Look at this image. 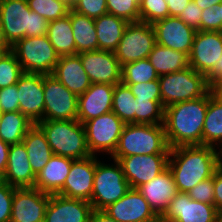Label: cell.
Segmentation results:
<instances>
[{"mask_svg": "<svg viewBox=\"0 0 222 222\" xmlns=\"http://www.w3.org/2000/svg\"><path fill=\"white\" fill-rule=\"evenodd\" d=\"M48 23L26 0H0V29L9 48L22 38L46 35Z\"/></svg>", "mask_w": 222, "mask_h": 222, "instance_id": "3", "label": "cell"}, {"mask_svg": "<svg viewBox=\"0 0 222 222\" xmlns=\"http://www.w3.org/2000/svg\"><path fill=\"white\" fill-rule=\"evenodd\" d=\"M92 210L88 201L49 194L44 222H88Z\"/></svg>", "mask_w": 222, "mask_h": 222, "instance_id": "23", "label": "cell"}, {"mask_svg": "<svg viewBox=\"0 0 222 222\" xmlns=\"http://www.w3.org/2000/svg\"><path fill=\"white\" fill-rule=\"evenodd\" d=\"M95 168L96 155H91L81 160H74L64 186L57 194L90 202Z\"/></svg>", "mask_w": 222, "mask_h": 222, "instance_id": "19", "label": "cell"}, {"mask_svg": "<svg viewBox=\"0 0 222 222\" xmlns=\"http://www.w3.org/2000/svg\"><path fill=\"white\" fill-rule=\"evenodd\" d=\"M156 79H159V75L148 58L122 65L123 84L146 83Z\"/></svg>", "mask_w": 222, "mask_h": 222, "instance_id": "35", "label": "cell"}, {"mask_svg": "<svg viewBox=\"0 0 222 222\" xmlns=\"http://www.w3.org/2000/svg\"><path fill=\"white\" fill-rule=\"evenodd\" d=\"M168 167L178 192L188 193L198 183L213 177L217 170L216 148L206 145L171 148Z\"/></svg>", "mask_w": 222, "mask_h": 222, "instance_id": "2", "label": "cell"}, {"mask_svg": "<svg viewBox=\"0 0 222 222\" xmlns=\"http://www.w3.org/2000/svg\"><path fill=\"white\" fill-rule=\"evenodd\" d=\"M214 182V205L218 212L222 211V173L215 171L213 175Z\"/></svg>", "mask_w": 222, "mask_h": 222, "instance_id": "48", "label": "cell"}, {"mask_svg": "<svg viewBox=\"0 0 222 222\" xmlns=\"http://www.w3.org/2000/svg\"><path fill=\"white\" fill-rule=\"evenodd\" d=\"M203 145H222V101L212 90L209 91V103L203 126Z\"/></svg>", "mask_w": 222, "mask_h": 222, "instance_id": "32", "label": "cell"}, {"mask_svg": "<svg viewBox=\"0 0 222 222\" xmlns=\"http://www.w3.org/2000/svg\"><path fill=\"white\" fill-rule=\"evenodd\" d=\"M22 142L26 147L31 168L37 176L53 156L51 147L45 134L36 124L27 131Z\"/></svg>", "mask_w": 222, "mask_h": 222, "instance_id": "28", "label": "cell"}, {"mask_svg": "<svg viewBox=\"0 0 222 222\" xmlns=\"http://www.w3.org/2000/svg\"><path fill=\"white\" fill-rule=\"evenodd\" d=\"M46 35L59 56L77 55L69 15L50 21Z\"/></svg>", "mask_w": 222, "mask_h": 222, "instance_id": "31", "label": "cell"}, {"mask_svg": "<svg viewBox=\"0 0 222 222\" xmlns=\"http://www.w3.org/2000/svg\"><path fill=\"white\" fill-rule=\"evenodd\" d=\"M104 212L118 222H157L159 218L136 188H130L117 202L105 208Z\"/></svg>", "mask_w": 222, "mask_h": 222, "instance_id": "18", "label": "cell"}, {"mask_svg": "<svg viewBox=\"0 0 222 222\" xmlns=\"http://www.w3.org/2000/svg\"><path fill=\"white\" fill-rule=\"evenodd\" d=\"M140 21L153 24L155 21L167 18L169 9L165 0H141L139 4Z\"/></svg>", "mask_w": 222, "mask_h": 222, "instance_id": "40", "label": "cell"}, {"mask_svg": "<svg viewBox=\"0 0 222 222\" xmlns=\"http://www.w3.org/2000/svg\"><path fill=\"white\" fill-rule=\"evenodd\" d=\"M213 94L222 101V80H218L211 86Z\"/></svg>", "mask_w": 222, "mask_h": 222, "instance_id": "54", "label": "cell"}, {"mask_svg": "<svg viewBox=\"0 0 222 222\" xmlns=\"http://www.w3.org/2000/svg\"><path fill=\"white\" fill-rule=\"evenodd\" d=\"M206 79L210 86H212L218 80H222V56L218 60L213 70L206 76Z\"/></svg>", "mask_w": 222, "mask_h": 222, "instance_id": "52", "label": "cell"}, {"mask_svg": "<svg viewBox=\"0 0 222 222\" xmlns=\"http://www.w3.org/2000/svg\"><path fill=\"white\" fill-rule=\"evenodd\" d=\"M23 73L15 54L9 49L0 59V88L17 84Z\"/></svg>", "mask_w": 222, "mask_h": 222, "instance_id": "38", "label": "cell"}, {"mask_svg": "<svg viewBox=\"0 0 222 222\" xmlns=\"http://www.w3.org/2000/svg\"><path fill=\"white\" fill-rule=\"evenodd\" d=\"M10 50L24 73L52 74L60 57L47 35L22 38Z\"/></svg>", "mask_w": 222, "mask_h": 222, "instance_id": "7", "label": "cell"}, {"mask_svg": "<svg viewBox=\"0 0 222 222\" xmlns=\"http://www.w3.org/2000/svg\"><path fill=\"white\" fill-rule=\"evenodd\" d=\"M19 111L33 124L44 120L43 74L23 73L17 82Z\"/></svg>", "mask_w": 222, "mask_h": 222, "instance_id": "15", "label": "cell"}, {"mask_svg": "<svg viewBox=\"0 0 222 222\" xmlns=\"http://www.w3.org/2000/svg\"><path fill=\"white\" fill-rule=\"evenodd\" d=\"M36 175L28 160V153L23 142L10 145L7 168L2 181L15 188H33Z\"/></svg>", "mask_w": 222, "mask_h": 222, "instance_id": "24", "label": "cell"}, {"mask_svg": "<svg viewBox=\"0 0 222 222\" xmlns=\"http://www.w3.org/2000/svg\"><path fill=\"white\" fill-rule=\"evenodd\" d=\"M161 101L164 108L205 96L210 90L206 77L192 67L159 76Z\"/></svg>", "mask_w": 222, "mask_h": 222, "instance_id": "6", "label": "cell"}, {"mask_svg": "<svg viewBox=\"0 0 222 222\" xmlns=\"http://www.w3.org/2000/svg\"><path fill=\"white\" fill-rule=\"evenodd\" d=\"M222 56V32L196 31L189 66L205 77Z\"/></svg>", "mask_w": 222, "mask_h": 222, "instance_id": "13", "label": "cell"}, {"mask_svg": "<svg viewBox=\"0 0 222 222\" xmlns=\"http://www.w3.org/2000/svg\"><path fill=\"white\" fill-rule=\"evenodd\" d=\"M75 39L76 52L97 51L98 36L93 18L70 9L69 14Z\"/></svg>", "mask_w": 222, "mask_h": 222, "instance_id": "29", "label": "cell"}, {"mask_svg": "<svg viewBox=\"0 0 222 222\" xmlns=\"http://www.w3.org/2000/svg\"><path fill=\"white\" fill-rule=\"evenodd\" d=\"M213 177L207 178L193 187L188 195L192 200L214 205Z\"/></svg>", "mask_w": 222, "mask_h": 222, "instance_id": "43", "label": "cell"}, {"mask_svg": "<svg viewBox=\"0 0 222 222\" xmlns=\"http://www.w3.org/2000/svg\"><path fill=\"white\" fill-rule=\"evenodd\" d=\"M130 189L125 179L121 164L114 160V165L101 163L97 160L94 174V184L91 205L94 210H104L117 202Z\"/></svg>", "mask_w": 222, "mask_h": 222, "instance_id": "8", "label": "cell"}, {"mask_svg": "<svg viewBox=\"0 0 222 222\" xmlns=\"http://www.w3.org/2000/svg\"><path fill=\"white\" fill-rule=\"evenodd\" d=\"M10 145L0 139V175L3 176L7 168Z\"/></svg>", "mask_w": 222, "mask_h": 222, "instance_id": "50", "label": "cell"}, {"mask_svg": "<svg viewBox=\"0 0 222 222\" xmlns=\"http://www.w3.org/2000/svg\"><path fill=\"white\" fill-rule=\"evenodd\" d=\"M169 9V16L177 17L188 6L190 0H165Z\"/></svg>", "mask_w": 222, "mask_h": 222, "instance_id": "49", "label": "cell"}, {"mask_svg": "<svg viewBox=\"0 0 222 222\" xmlns=\"http://www.w3.org/2000/svg\"><path fill=\"white\" fill-rule=\"evenodd\" d=\"M74 159L53 155L38 173L34 188L47 193L57 194L66 181Z\"/></svg>", "mask_w": 222, "mask_h": 222, "instance_id": "26", "label": "cell"}, {"mask_svg": "<svg viewBox=\"0 0 222 222\" xmlns=\"http://www.w3.org/2000/svg\"><path fill=\"white\" fill-rule=\"evenodd\" d=\"M138 190L158 217H162L165 214L169 203L178 194L174 177L169 167L153 180L141 185Z\"/></svg>", "mask_w": 222, "mask_h": 222, "instance_id": "22", "label": "cell"}, {"mask_svg": "<svg viewBox=\"0 0 222 222\" xmlns=\"http://www.w3.org/2000/svg\"><path fill=\"white\" fill-rule=\"evenodd\" d=\"M125 123L112 111L84 123L87 147L91 155L116 150Z\"/></svg>", "mask_w": 222, "mask_h": 222, "instance_id": "10", "label": "cell"}, {"mask_svg": "<svg viewBox=\"0 0 222 222\" xmlns=\"http://www.w3.org/2000/svg\"><path fill=\"white\" fill-rule=\"evenodd\" d=\"M221 146V148H219ZM217 147V149H221L220 151H217L216 149V165H217V171L222 173V145Z\"/></svg>", "mask_w": 222, "mask_h": 222, "instance_id": "55", "label": "cell"}, {"mask_svg": "<svg viewBox=\"0 0 222 222\" xmlns=\"http://www.w3.org/2000/svg\"><path fill=\"white\" fill-rule=\"evenodd\" d=\"M148 59L159 76L182 71L189 67V56L158 43L154 46Z\"/></svg>", "mask_w": 222, "mask_h": 222, "instance_id": "30", "label": "cell"}, {"mask_svg": "<svg viewBox=\"0 0 222 222\" xmlns=\"http://www.w3.org/2000/svg\"><path fill=\"white\" fill-rule=\"evenodd\" d=\"M195 4L204 10L209 7H213L216 4H220L222 0H194Z\"/></svg>", "mask_w": 222, "mask_h": 222, "instance_id": "53", "label": "cell"}, {"mask_svg": "<svg viewBox=\"0 0 222 222\" xmlns=\"http://www.w3.org/2000/svg\"><path fill=\"white\" fill-rule=\"evenodd\" d=\"M157 222H174V221H169V220H166V219H164L162 217H159Z\"/></svg>", "mask_w": 222, "mask_h": 222, "instance_id": "60", "label": "cell"}, {"mask_svg": "<svg viewBox=\"0 0 222 222\" xmlns=\"http://www.w3.org/2000/svg\"><path fill=\"white\" fill-rule=\"evenodd\" d=\"M111 158L121 164L130 188L138 189L168 167L169 154H143Z\"/></svg>", "mask_w": 222, "mask_h": 222, "instance_id": "12", "label": "cell"}, {"mask_svg": "<svg viewBox=\"0 0 222 222\" xmlns=\"http://www.w3.org/2000/svg\"><path fill=\"white\" fill-rule=\"evenodd\" d=\"M31 11L44 17L48 22L69 14L70 7L58 0H26Z\"/></svg>", "mask_w": 222, "mask_h": 222, "instance_id": "37", "label": "cell"}, {"mask_svg": "<svg viewBox=\"0 0 222 222\" xmlns=\"http://www.w3.org/2000/svg\"><path fill=\"white\" fill-rule=\"evenodd\" d=\"M71 9L93 19L108 13L106 0H76Z\"/></svg>", "mask_w": 222, "mask_h": 222, "instance_id": "42", "label": "cell"}, {"mask_svg": "<svg viewBox=\"0 0 222 222\" xmlns=\"http://www.w3.org/2000/svg\"><path fill=\"white\" fill-rule=\"evenodd\" d=\"M114 86L93 83L89 89L78 96L77 120L84 124L93 118L112 111Z\"/></svg>", "mask_w": 222, "mask_h": 222, "instance_id": "21", "label": "cell"}, {"mask_svg": "<svg viewBox=\"0 0 222 222\" xmlns=\"http://www.w3.org/2000/svg\"><path fill=\"white\" fill-rule=\"evenodd\" d=\"M156 45L155 30L150 23H128L123 37L114 51L120 65L148 58Z\"/></svg>", "mask_w": 222, "mask_h": 222, "instance_id": "9", "label": "cell"}, {"mask_svg": "<svg viewBox=\"0 0 222 222\" xmlns=\"http://www.w3.org/2000/svg\"><path fill=\"white\" fill-rule=\"evenodd\" d=\"M218 222H222V211L219 212V221Z\"/></svg>", "mask_w": 222, "mask_h": 222, "instance_id": "61", "label": "cell"}, {"mask_svg": "<svg viewBox=\"0 0 222 222\" xmlns=\"http://www.w3.org/2000/svg\"><path fill=\"white\" fill-rule=\"evenodd\" d=\"M2 115H3V111H2V109L0 107V122H1Z\"/></svg>", "mask_w": 222, "mask_h": 222, "instance_id": "62", "label": "cell"}, {"mask_svg": "<svg viewBox=\"0 0 222 222\" xmlns=\"http://www.w3.org/2000/svg\"><path fill=\"white\" fill-rule=\"evenodd\" d=\"M202 11L203 10H201V8L195 4L194 0H190L188 6L177 17L188 26L194 28L196 31H199Z\"/></svg>", "mask_w": 222, "mask_h": 222, "instance_id": "46", "label": "cell"}, {"mask_svg": "<svg viewBox=\"0 0 222 222\" xmlns=\"http://www.w3.org/2000/svg\"><path fill=\"white\" fill-rule=\"evenodd\" d=\"M14 189L4 181L0 183V222H10Z\"/></svg>", "mask_w": 222, "mask_h": 222, "instance_id": "44", "label": "cell"}, {"mask_svg": "<svg viewBox=\"0 0 222 222\" xmlns=\"http://www.w3.org/2000/svg\"><path fill=\"white\" fill-rule=\"evenodd\" d=\"M218 8L219 4H216L202 11L199 31L218 32Z\"/></svg>", "mask_w": 222, "mask_h": 222, "instance_id": "47", "label": "cell"}, {"mask_svg": "<svg viewBox=\"0 0 222 222\" xmlns=\"http://www.w3.org/2000/svg\"><path fill=\"white\" fill-rule=\"evenodd\" d=\"M162 218L174 222H218L215 205L192 200L188 193L178 192Z\"/></svg>", "mask_w": 222, "mask_h": 222, "instance_id": "16", "label": "cell"}, {"mask_svg": "<svg viewBox=\"0 0 222 222\" xmlns=\"http://www.w3.org/2000/svg\"><path fill=\"white\" fill-rule=\"evenodd\" d=\"M152 26L155 30L156 43L189 56L196 33L194 28L175 16L157 20Z\"/></svg>", "mask_w": 222, "mask_h": 222, "instance_id": "20", "label": "cell"}, {"mask_svg": "<svg viewBox=\"0 0 222 222\" xmlns=\"http://www.w3.org/2000/svg\"><path fill=\"white\" fill-rule=\"evenodd\" d=\"M0 107L3 113L19 111L17 84L0 88Z\"/></svg>", "mask_w": 222, "mask_h": 222, "instance_id": "45", "label": "cell"}, {"mask_svg": "<svg viewBox=\"0 0 222 222\" xmlns=\"http://www.w3.org/2000/svg\"><path fill=\"white\" fill-rule=\"evenodd\" d=\"M33 125L20 111L3 113L0 122V139L9 145L20 143Z\"/></svg>", "mask_w": 222, "mask_h": 222, "instance_id": "33", "label": "cell"}, {"mask_svg": "<svg viewBox=\"0 0 222 222\" xmlns=\"http://www.w3.org/2000/svg\"><path fill=\"white\" fill-rule=\"evenodd\" d=\"M135 124H164L162 101L136 100Z\"/></svg>", "mask_w": 222, "mask_h": 222, "instance_id": "36", "label": "cell"}, {"mask_svg": "<svg viewBox=\"0 0 222 222\" xmlns=\"http://www.w3.org/2000/svg\"><path fill=\"white\" fill-rule=\"evenodd\" d=\"M164 124H125L116 150L110 157L170 154Z\"/></svg>", "mask_w": 222, "mask_h": 222, "instance_id": "5", "label": "cell"}, {"mask_svg": "<svg viewBox=\"0 0 222 222\" xmlns=\"http://www.w3.org/2000/svg\"><path fill=\"white\" fill-rule=\"evenodd\" d=\"M9 47H0V59L5 55V53L9 50Z\"/></svg>", "mask_w": 222, "mask_h": 222, "instance_id": "58", "label": "cell"}, {"mask_svg": "<svg viewBox=\"0 0 222 222\" xmlns=\"http://www.w3.org/2000/svg\"><path fill=\"white\" fill-rule=\"evenodd\" d=\"M0 47H8L7 44L5 43L4 39H3L1 29H0Z\"/></svg>", "mask_w": 222, "mask_h": 222, "instance_id": "59", "label": "cell"}, {"mask_svg": "<svg viewBox=\"0 0 222 222\" xmlns=\"http://www.w3.org/2000/svg\"><path fill=\"white\" fill-rule=\"evenodd\" d=\"M88 222H118L110 217L104 210H92Z\"/></svg>", "mask_w": 222, "mask_h": 222, "instance_id": "51", "label": "cell"}, {"mask_svg": "<svg viewBox=\"0 0 222 222\" xmlns=\"http://www.w3.org/2000/svg\"><path fill=\"white\" fill-rule=\"evenodd\" d=\"M208 103L209 92L203 97L165 108L164 128L169 148L203 145V126Z\"/></svg>", "mask_w": 222, "mask_h": 222, "instance_id": "1", "label": "cell"}, {"mask_svg": "<svg viewBox=\"0 0 222 222\" xmlns=\"http://www.w3.org/2000/svg\"><path fill=\"white\" fill-rule=\"evenodd\" d=\"M52 75L77 96L92 84L78 55L60 56Z\"/></svg>", "mask_w": 222, "mask_h": 222, "instance_id": "25", "label": "cell"}, {"mask_svg": "<svg viewBox=\"0 0 222 222\" xmlns=\"http://www.w3.org/2000/svg\"><path fill=\"white\" fill-rule=\"evenodd\" d=\"M91 83L116 85L121 82L122 66L112 51H89L77 54Z\"/></svg>", "mask_w": 222, "mask_h": 222, "instance_id": "14", "label": "cell"}, {"mask_svg": "<svg viewBox=\"0 0 222 222\" xmlns=\"http://www.w3.org/2000/svg\"><path fill=\"white\" fill-rule=\"evenodd\" d=\"M128 85L136 100L161 101L159 79Z\"/></svg>", "mask_w": 222, "mask_h": 222, "instance_id": "41", "label": "cell"}, {"mask_svg": "<svg viewBox=\"0 0 222 222\" xmlns=\"http://www.w3.org/2000/svg\"><path fill=\"white\" fill-rule=\"evenodd\" d=\"M94 22L98 36V50L114 52L129 22L109 13L95 18Z\"/></svg>", "mask_w": 222, "mask_h": 222, "instance_id": "27", "label": "cell"}, {"mask_svg": "<svg viewBox=\"0 0 222 222\" xmlns=\"http://www.w3.org/2000/svg\"><path fill=\"white\" fill-rule=\"evenodd\" d=\"M218 9V32H222V2L219 4Z\"/></svg>", "mask_w": 222, "mask_h": 222, "instance_id": "56", "label": "cell"}, {"mask_svg": "<svg viewBox=\"0 0 222 222\" xmlns=\"http://www.w3.org/2000/svg\"><path fill=\"white\" fill-rule=\"evenodd\" d=\"M61 1L63 3H65L67 6H69L70 8L73 7V5L75 4L76 0H58Z\"/></svg>", "mask_w": 222, "mask_h": 222, "instance_id": "57", "label": "cell"}, {"mask_svg": "<svg viewBox=\"0 0 222 222\" xmlns=\"http://www.w3.org/2000/svg\"><path fill=\"white\" fill-rule=\"evenodd\" d=\"M49 194L36 188H15L10 222H44Z\"/></svg>", "mask_w": 222, "mask_h": 222, "instance_id": "17", "label": "cell"}, {"mask_svg": "<svg viewBox=\"0 0 222 222\" xmlns=\"http://www.w3.org/2000/svg\"><path fill=\"white\" fill-rule=\"evenodd\" d=\"M141 0H106L107 12L125 19L127 22L140 21Z\"/></svg>", "mask_w": 222, "mask_h": 222, "instance_id": "39", "label": "cell"}, {"mask_svg": "<svg viewBox=\"0 0 222 222\" xmlns=\"http://www.w3.org/2000/svg\"><path fill=\"white\" fill-rule=\"evenodd\" d=\"M36 125L45 134L53 155L81 160L91 156L84 124L78 120H41Z\"/></svg>", "mask_w": 222, "mask_h": 222, "instance_id": "4", "label": "cell"}, {"mask_svg": "<svg viewBox=\"0 0 222 222\" xmlns=\"http://www.w3.org/2000/svg\"><path fill=\"white\" fill-rule=\"evenodd\" d=\"M44 120H77L78 96L54 75H43Z\"/></svg>", "mask_w": 222, "mask_h": 222, "instance_id": "11", "label": "cell"}, {"mask_svg": "<svg viewBox=\"0 0 222 222\" xmlns=\"http://www.w3.org/2000/svg\"><path fill=\"white\" fill-rule=\"evenodd\" d=\"M136 102L128 85L122 82L114 86L112 112L125 124H135Z\"/></svg>", "mask_w": 222, "mask_h": 222, "instance_id": "34", "label": "cell"}]
</instances>
